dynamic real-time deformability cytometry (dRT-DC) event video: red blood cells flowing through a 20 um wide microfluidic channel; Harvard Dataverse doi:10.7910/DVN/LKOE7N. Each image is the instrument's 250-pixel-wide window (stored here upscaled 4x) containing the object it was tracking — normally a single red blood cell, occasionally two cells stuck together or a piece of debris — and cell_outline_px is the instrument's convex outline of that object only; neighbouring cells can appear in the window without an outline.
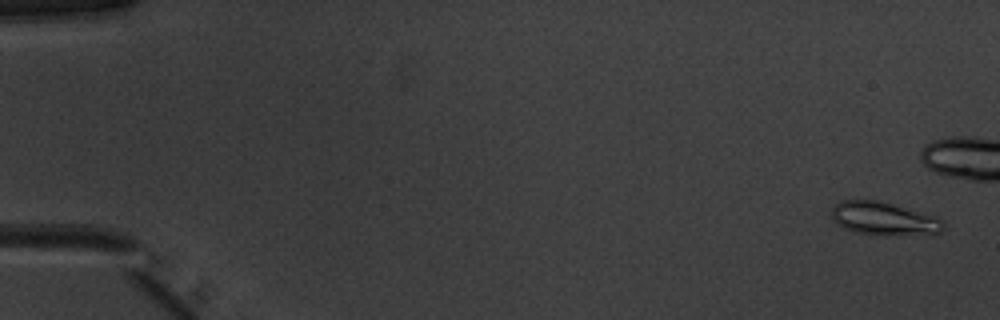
{"species": "common noctule bat (a hibernating species)", "species_latin": "Nyctalus noctula", "temperature_condition": "warm", "stored_images_in_passage": 53, "camera_frame_rate_fps": 3000, "um_per_image_px": 0.085, "animal": {"sex": "male", "body_mass_g": 20.1, "forearm_length_mm": 53.5}, "frame": {"image": 1, "passage_image": 2, "time_ms": 0.333, "image_size_px": [1000, 320], "cell_outline_px": [[944, 228], [940, 232], [880, 236], [856, 232], [844, 228], [832, 216], [832, 208], [836, 204], [844, 200], [880, 200], [936, 216], [944, 224]], "centroid_in_image_um": [75.13, 18.57], "position_along_channel_um": 9.9, "area_um2": 21.33}}
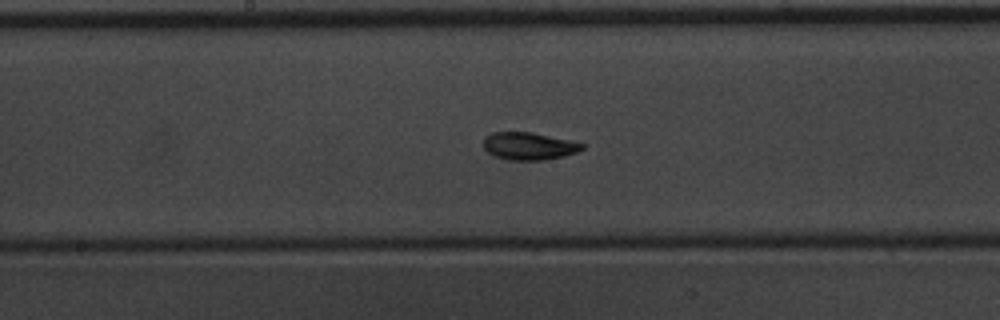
{"frame": {"image": 2, "passage_image": 28, "time_ms": 9.0, "image_size_px": [1000, 320], "cell_outline_px": [[588, 144], [584, 148], [576, 152], [564, 156], [544, 160], [508, 160], [496, 156], [488, 152], [484, 148], [484, 136], [492, 132], [532, 132]], "centroid_in_image_um": [44.98, 12.41], "position_along_channel_um": 203.2, "area_um2": 15.9}}
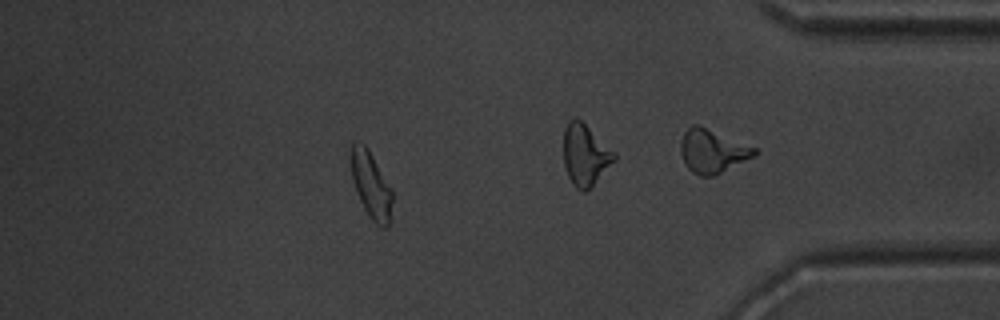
{"frame": {"image": 3, "passage_image": 46, "time_ms": 15.0, "image_size_px": [1000, 320], "cell_outline_px": [[392, 200], [388, 228], [384, 228], [376, 224], [368, 216], [356, 192], [352, 180], [352, 140], [356, 140], [364, 144], [368, 148], [392, 188]], "centroid_in_image_um": [31.55, 15.73], "position_along_channel_um": 403.7, "area_um2": 16.01}, "authors_computed_cell_mechanics": {"area_um2": 16.0106, "velocity_mm_per_s": 3.9754, "shape_relaxation_time_tau1_ms": 2.1766, "shape_relaxation_time_tau2_ms": 1.9326, "deformation_change_tau1": 0.1414, "deformation_change_tau2": 0.0751}}